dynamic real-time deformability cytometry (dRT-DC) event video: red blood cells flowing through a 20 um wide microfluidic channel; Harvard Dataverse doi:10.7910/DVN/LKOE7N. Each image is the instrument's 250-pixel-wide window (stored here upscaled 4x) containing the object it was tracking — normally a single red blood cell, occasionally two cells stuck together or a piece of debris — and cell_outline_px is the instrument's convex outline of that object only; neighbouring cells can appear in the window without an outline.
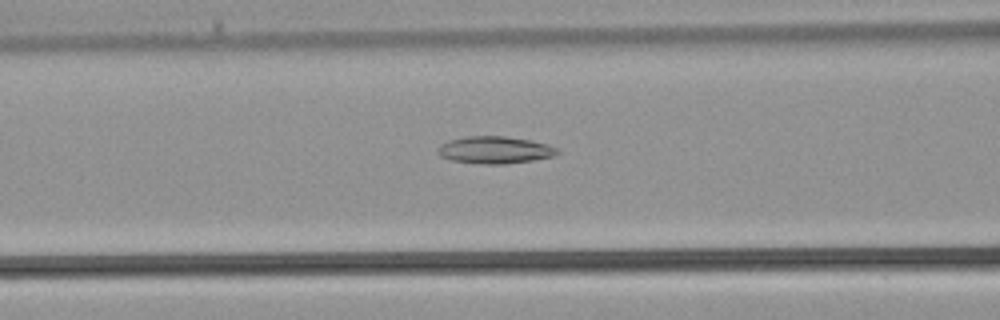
{"species": "common noctule bat (a hibernating species)", "species_latin": "Nyctalus noctula", "temperature_condition": "warm", "stored_images_in_passage": 38, "camera_frame_rate_fps": 3000, "um_per_image_px": 0.085, "animal": {"sex": "male", "body_mass_g": 21.5, "forearm_length_mm": 52.0}, "frame": {"image": 1, "passage_image": 15, "time_ms": 4.667, "image_size_px": [1000, 320], "cell_outline_px": [[560, 152], [556, 156], [532, 160], [504, 164], [484, 164], [452, 160], [440, 156], [436, 152], [436, 148], [440, 144], [448, 140], [464, 136], [504, 136], [532, 140], [548, 144], [560, 148]], "centroid_in_image_um": [42.08, 12.73], "position_along_channel_um": 124.5, "area_um2": 19.25}}
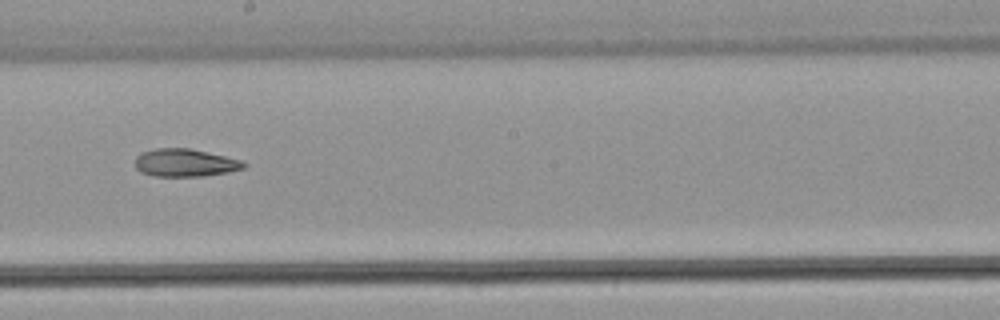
{"frame": {"image": 2, "passage_image": 21, "time_ms": 6.667, "image_size_px": [1000, 320], "cell_outline_px": [[248, 164], [244, 168], [228, 172], [204, 176], [156, 176], [140, 172], [136, 168], [136, 156], [140, 152], [156, 148], [188, 148], [208, 152], [244, 160]], "centroid_in_image_um": [15.76, 13.83], "position_along_channel_um": 232.4, "area_um2": 17.74}}
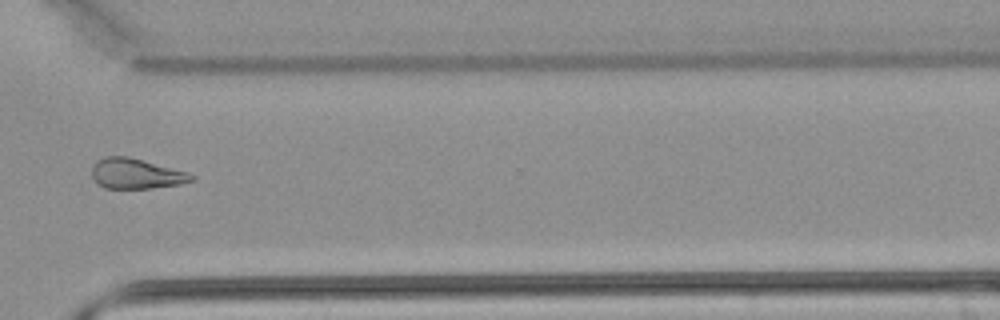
{"frame": {"image": 3, "passage_image": 28, "time_ms": 9.0, "image_size_px": [1000, 320], "cell_outline_px": [[196, 180], [180, 184], [152, 188], [104, 188], [92, 176], [92, 164], [96, 160], [104, 156], [124, 156], [188, 172], [196, 176]], "centroid_in_image_um": [11.57, 14.76], "position_along_channel_um": 359.0, "area_um2": 17.4}}